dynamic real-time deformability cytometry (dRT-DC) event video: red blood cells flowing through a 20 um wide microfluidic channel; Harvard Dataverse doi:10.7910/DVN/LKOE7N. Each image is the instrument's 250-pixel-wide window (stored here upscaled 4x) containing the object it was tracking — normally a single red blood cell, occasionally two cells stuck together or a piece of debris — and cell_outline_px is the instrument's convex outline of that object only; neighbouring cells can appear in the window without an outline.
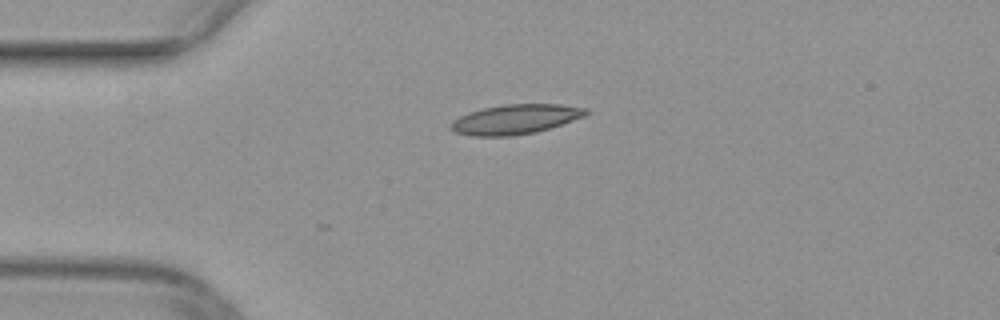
{"species": "common noctule bat (a hibernating species)", "species_latin": "Nyctalus noctula", "temperature_condition": "warm", "stored_images_in_passage": 11, "camera_frame_rate_fps": 3000, "um_per_image_px": 0.085, "animal": {"sex": "female", "body_mass_g": 29.2, "forearm_length_mm": 56.3}, "frame": {"image": 1, "passage_image": 1, "time_ms": 0.0, "image_size_px": [1000, 320], "cell_outline_px": [[588, 112], [584, 116], [536, 132], [512, 136], [472, 136], [456, 132], [452, 128], [452, 120], [468, 112], [484, 108], [504, 104], [560, 104], [588, 108]], "centroid_in_image_um": [43.8, 10.13], "position_along_channel_um": 41.2, "area_um2": 23.12}}
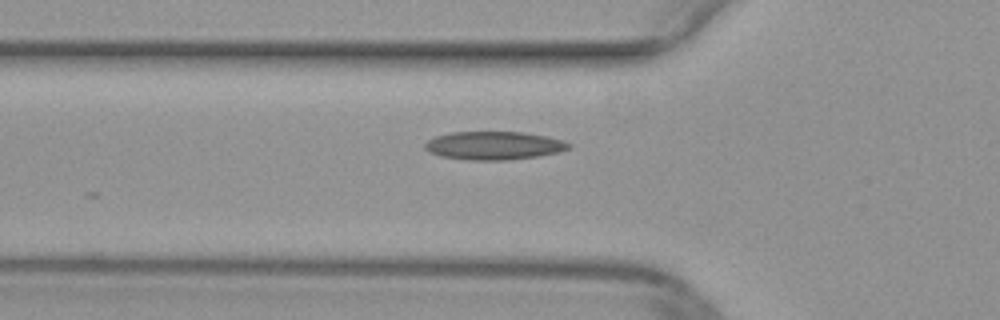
{"frame": {"image": 2, "passage_image": 6, "time_ms": 1.667, "image_size_px": [1000, 320], "cell_outline_px": [[572, 148], [560, 152], [536, 156], [508, 160], [468, 160], [440, 156], [428, 152], [424, 148], [424, 144], [428, 140], [436, 136], [452, 132], [524, 132], [564, 140], [572, 144]], "centroid_in_image_um": [41.99, 12.37], "position_along_channel_um": 83.8, "area_um2": 23.81}}
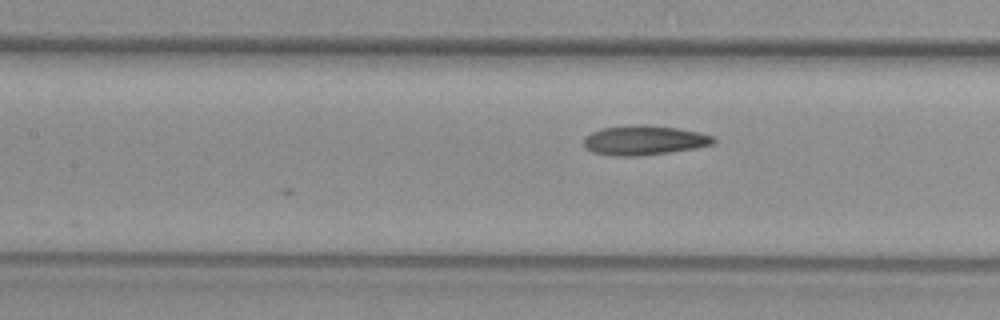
{"frame": {"image": 3, "passage_image": 11, "time_ms": 3.333, "image_size_px": [1000, 320], "cell_outline_px": [[716, 140], [712, 144], [696, 148], [640, 156], [612, 156], [592, 152], [584, 144], [584, 136], [592, 132], [604, 128], [636, 124], [648, 124], [676, 128], [696, 132], [712, 136]], "centroid_in_image_um": [54.72, 11.92], "position_along_channel_um": 152.7, "area_um2": 22.2}}